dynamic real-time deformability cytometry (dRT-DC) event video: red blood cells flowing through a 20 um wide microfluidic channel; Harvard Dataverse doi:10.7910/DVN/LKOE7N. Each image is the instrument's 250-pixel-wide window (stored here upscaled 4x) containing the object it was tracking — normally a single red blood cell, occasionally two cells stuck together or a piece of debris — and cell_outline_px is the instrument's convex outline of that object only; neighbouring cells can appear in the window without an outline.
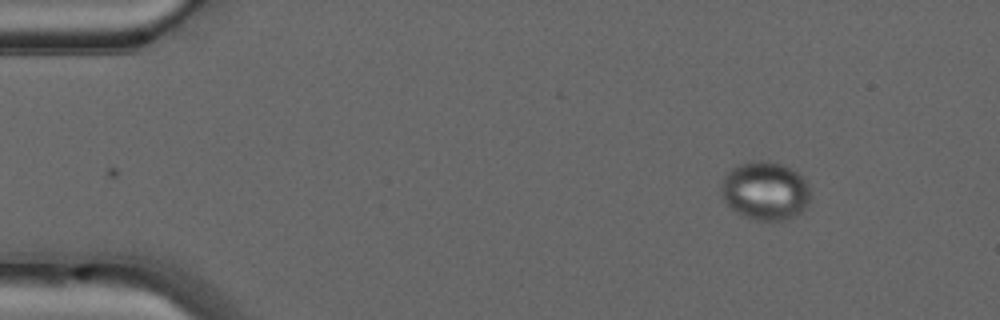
{"species": "common noctule bat (a hibernating species)", "species_latin": "Nyctalus noctula", "temperature_condition": "warm", "stored_images_in_passage": 2, "camera_frame_rate_fps": 3000, "um_per_image_px": 0.085, "animal": {"sex": "male", "forearm_length_mm": 52.5}, "frame": {"image": 1, "passage_image": 1, "time_ms": 0.0, "image_size_px": [1000, 320], "cell_outline_px": [[808, 204], [800, 212], [788, 220], [756, 220], [744, 216], [736, 212], [724, 200], [720, 192], [720, 184], [724, 176], [732, 168], [740, 164], [752, 160], [764, 160], [784, 164], [792, 168], [808, 184]], "centroid_in_image_um": [65.01, 16.2], "position_along_channel_um": 20.0, "area_um2": 30.4}}